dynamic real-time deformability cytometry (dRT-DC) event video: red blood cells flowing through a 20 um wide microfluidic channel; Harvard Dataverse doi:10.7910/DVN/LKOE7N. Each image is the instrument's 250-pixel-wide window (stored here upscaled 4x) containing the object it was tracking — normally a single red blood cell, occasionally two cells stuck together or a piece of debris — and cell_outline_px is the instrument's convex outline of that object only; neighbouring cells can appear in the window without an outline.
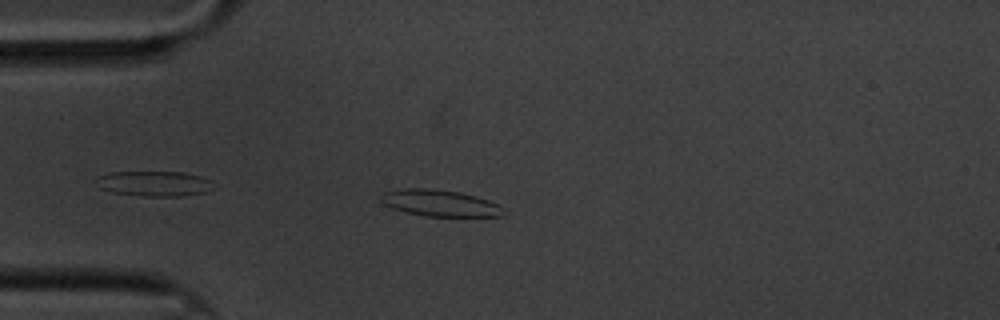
{"species": "common noctule bat (a hibernating species)", "species_latin": "Nyctalus noctula", "temperature_condition": "cold", "stored_images_in_passage": 11, "camera_frame_rate_fps": 3000, "um_per_image_px": 0.085, "animal": {"sex": "male", "body_mass_g": 20.1, "forearm_length_mm": 53.5}, "frame": {"image": 1, "passage_image": 4, "time_ms": 1.0, "image_size_px": [1000, 320], "cell_outline_px": [[508, 216], [428, 216], [408, 212], [392, 208], [384, 204], [376, 196], [384, 192], [404, 188], [432, 188], [460, 192], [476, 196], [488, 200], [504, 208]], "centroid_in_image_um": [37.39, 17.25], "position_along_channel_um": 47.6, "area_um2": 19.07}}